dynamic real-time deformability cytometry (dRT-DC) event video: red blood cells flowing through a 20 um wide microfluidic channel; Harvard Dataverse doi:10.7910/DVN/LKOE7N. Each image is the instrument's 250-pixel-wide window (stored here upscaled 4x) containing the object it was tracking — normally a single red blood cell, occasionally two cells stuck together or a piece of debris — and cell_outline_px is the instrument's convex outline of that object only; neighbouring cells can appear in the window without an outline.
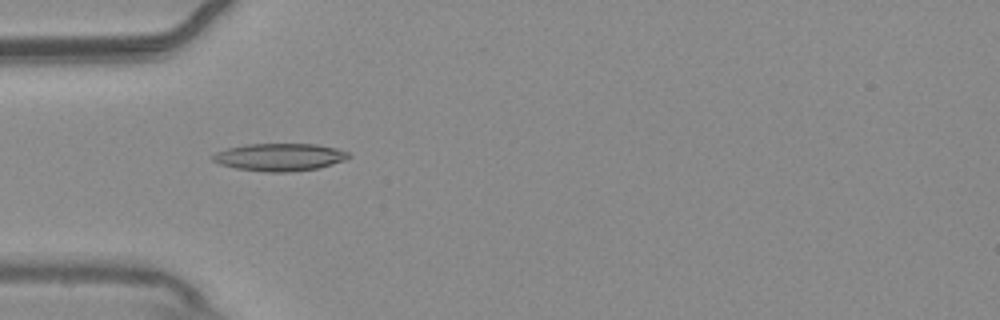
{"species": "common noctule bat (a hibernating species)", "species_latin": "Nyctalus noctula", "temperature_condition": "warm", "stored_images_in_passage": 43, "camera_frame_rate_fps": 3000, "um_per_image_px": 0.085, "animal": {"sex": "male", "body_mass_g": 20.4}, "frame": {"image": 1, "passage_image": 5, "time_ms": 1.333, "image_size_px": [1000, 320], "cell_outline_px": [[352, 156], [344, 160], [320, 168], [288, 172], [268, 172], [236, 168], [220, 164], [212, 160], [212, 156], [216, 152], [228, 148], [244, 144], [316, 144], [336, 148], [348, 152]], "centroid_in_image_um": [23.78, 13.35], "position_along_channel_um": 61.2, "area_um2": 21.79}}
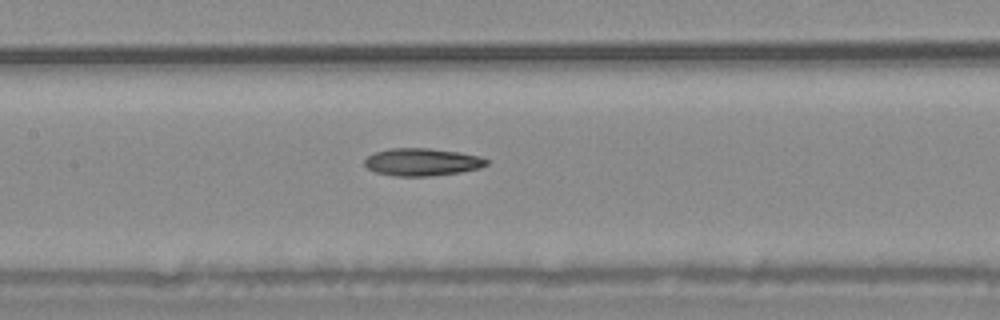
{"frame": {"image": 2, "passage_image": 14, "time_ms": 4.333, "image_size_px": [1000, 320], "cell_outline_px": [[488, 164], [480, 168], [460, 172], [428, 176], [396, 176], [376, 172], [368, 168], [364, 164], [364, 160], [368, 156], [376, 152], [388, 148], [428, 148], [460, 152], [480, 156], [488, 160]], "centroid_in_image_um": [35.89, 13.76], "position_along_channel_um": 171.5, "area_um2": 19.54}}
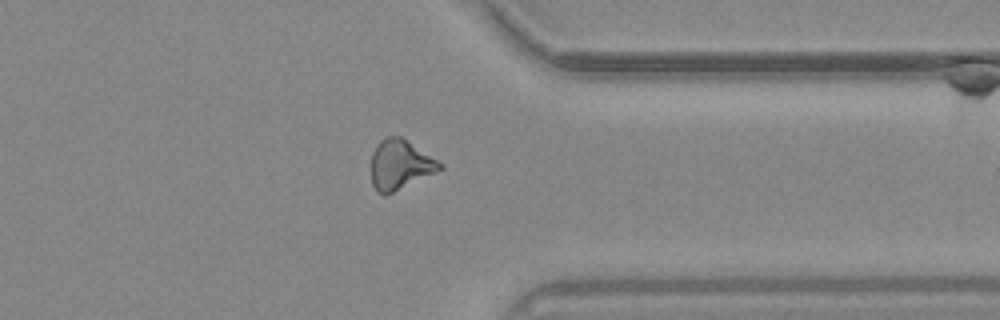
{"frame": {"image": 3, "passage_image": 31, "time_ms": 10.0, "image_size_px": [1000, 320], "cell_outline_px": [[444, 168], [384, 196], [376, 192], [372, 184], [372, 152], [376, 144], [384, 136], [400, 136], [444, 164]], "centroid_in_image_um": [33.98, 13.99], "position_along_channel_um": 377.4, "area_um2": 19.77}, "authors_computed_cell_mechanics": {"area_um2": 19.4786, "velocity_mm_per_s": 3.7232, "shape_relaxation_time_tau1_ms": null, "shape_relaxation_time_tau2_ms": 5.455, "deformation_change_tau1": null, "deformation_change_tau2": 0.1727}}